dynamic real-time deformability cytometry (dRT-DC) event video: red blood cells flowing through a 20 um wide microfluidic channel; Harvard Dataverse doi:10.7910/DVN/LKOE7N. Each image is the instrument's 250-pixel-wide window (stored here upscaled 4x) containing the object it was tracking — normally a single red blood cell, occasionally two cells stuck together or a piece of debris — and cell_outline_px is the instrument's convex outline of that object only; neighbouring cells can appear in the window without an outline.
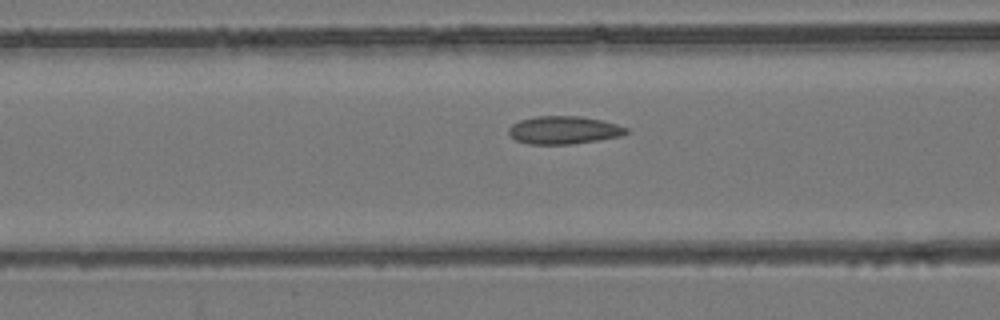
{"species": "common noctule bat (a hibernating species)", "species_latin": "Nyctalus noctula", "temperature_condition": "room temperature", "stored_images_in_passage": 52, "camera_frame_rate_fps": 3000, "um_per_image_px": 0.085, "animal": {"sex": "female", "body_mass_g": 24.6, "forearm_length_mm": 56.2}, "frame": {"image": 1, "passage_image": 20, "time_ms": 6.333, "image_size_px": [1000, 320], "cell_outline_px": [[628, 132], [620, 136], [572, 144], [528, 144], [516, 140], [508, 136], [508, 128], [512, 124], [520, 120], [536, 116], [580, 116], [600, 120], [616, 124], [628, 128]], "centroid_in_image_um": [47.87, 11.06], "position_along_channel_um": 118.7, "area_um2": 19.07}}
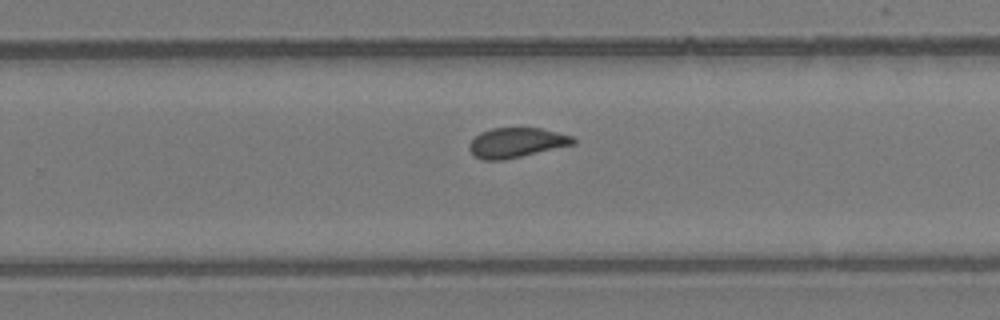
{"frame": {"image": 2, "passage_image": 33, "time_ms": 10.667, "image_size_px": [1000, 320], "cell_outline_px": [[576, 144], [504, 160], [480, 160], [472, 156], [468, 148], [468, 144], [480, 132], [492, 128], [540, 128], [572, 136], [576, 140]], "centroid_in_image_um": [43.86, 12.14], "position_along_channel_um": 285.9, "area_um2": 18.21}}
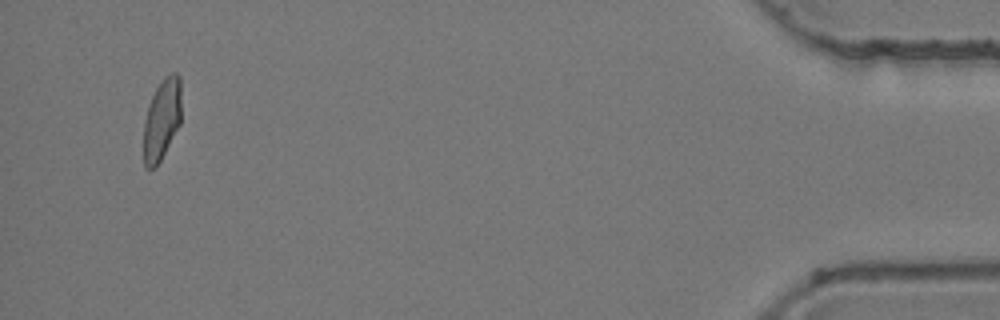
{"frame": {"image": 3, "passage_image": 50, "time_ms": 16.333, "image_size_px": [1000, 320], "cell_outline_px": [[180, 124], [160, 160], [152, 168], [144, 168], [144, 120], [152, 96], [156, 88], [164, 76], [172, 72], [176, 72], [180, 76]], "centroid_in_image_um": [13.76, 10.11], "position_along_channel_um": 421.4, "area_um2": 17.57}, "authors_computed_cell_mechanics": {"area_um2": 18.8428, "velocity_mm_per_s": 3.8676, "shape_relaxation_time_tau1_ms": null, "shape_relaxation_time_tau2_ms": 1.348, "deformation_change_tau1": null, "deformation_change_tau2": 0.0522}}